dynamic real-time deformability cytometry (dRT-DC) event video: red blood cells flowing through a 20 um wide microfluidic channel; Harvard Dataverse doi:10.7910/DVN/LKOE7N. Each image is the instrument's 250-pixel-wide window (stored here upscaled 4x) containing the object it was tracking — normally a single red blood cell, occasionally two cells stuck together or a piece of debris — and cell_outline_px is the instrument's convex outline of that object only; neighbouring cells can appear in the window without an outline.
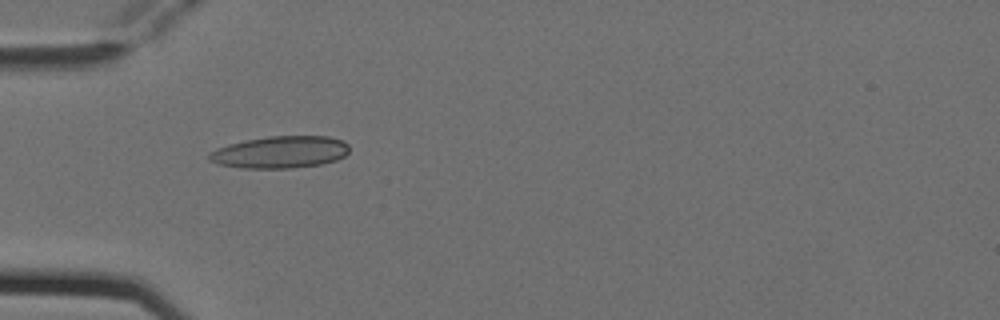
{"species": "Egyptian fruit bat (a non-hibernating species)", "species_latin": "Rousettus aegyptiacus", "temperature_condition": "cold", "stored_images_in_passage": 3, "camera_frame_rate_fps": 3000, "um_per_image_px": 0.085, "animal": {"sex": "female"}, "frame": {"image": 1, "passage_image": 2, "time_ms": 0.333, "image_size_px": [1000, 320], "cell_outline_px": [[348, 152], [344, 156], [336, 160], [324, 164], [292, 168], [240, 168], [220, 164], [208, 160], [208, 152], [216, 148], [228, 144], [268, 136], [328, 136], [344, 140], [348, 144]], "centroid_in_image_um": [23.82, 12.93], "position_along_channel_um": 61.2, "area_um2": 26.36}}
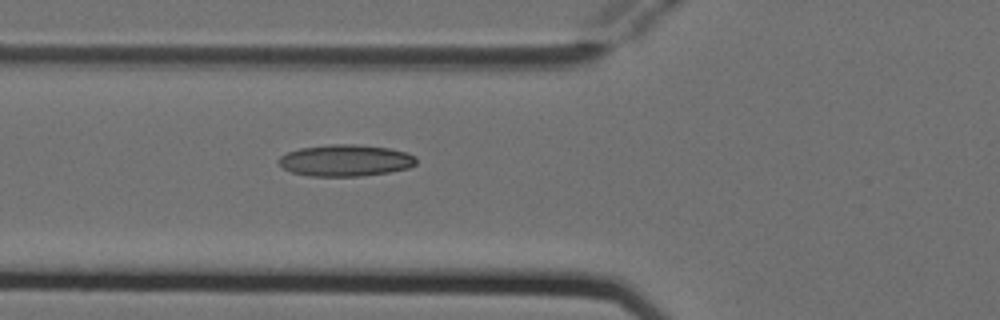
{"frame": {"image": 2, "passage_image": 3, "time_ms": 0.667, "image_size_px": [1000, 320], "cell_outline_px": [[416, 164], [408, 168], [388, 172], [360, 176], [308, 176], [292, 172], [284, 168], [276, 160], [280, 156], [288, 152], [300, 148], [332, 144], [356, 144], [388, 148], [408, 152], [416, 156]], "centroid_in_image_um": [29.37, 13.63], "position_along_channel_um": 96.4, "area_um2": 25.37}}